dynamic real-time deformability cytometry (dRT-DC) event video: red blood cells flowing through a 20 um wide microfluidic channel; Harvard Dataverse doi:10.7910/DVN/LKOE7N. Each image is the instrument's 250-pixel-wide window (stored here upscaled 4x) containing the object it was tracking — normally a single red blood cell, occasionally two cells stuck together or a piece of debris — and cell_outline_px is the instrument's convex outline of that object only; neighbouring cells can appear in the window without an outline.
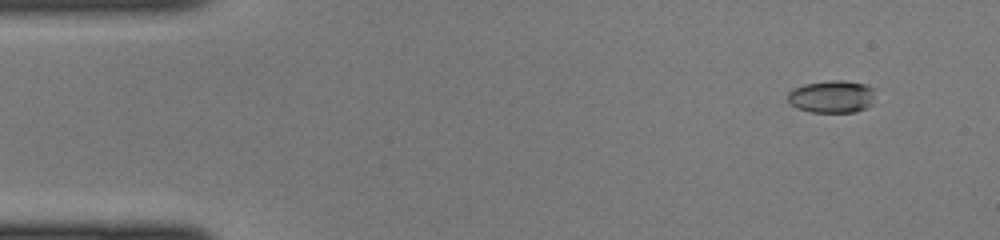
{"species": "common noctule bat (a hibernating species)", "species_latin": "Nyctalus noctula", "temperature_condition": "cold", "stored_images_in_passage": 45, "camera_frame_rate_fps": 3000, "um_per_image_px": 0.085, "animal": {"sex": "female", "body_mass_g": 22.0, "forearm_length_mm": 56.7}, "frame": {"image": 1, "passage_image": 4, "time_ms": 1.0, "image_size_px": [1000, 240], "cell_outline_px": [[876, 88], [872, 104], [868, 108], [856, 112], [812, 112], [796, 108], [788, 100], [788, 92], [792, 88], [804, 84], [828, 80], [844, 80], [868, 84]], "centroid_in_image_um": [70.76, 8.2], "position_along_channel_um": 14.2, "area_um2": 16.99}}
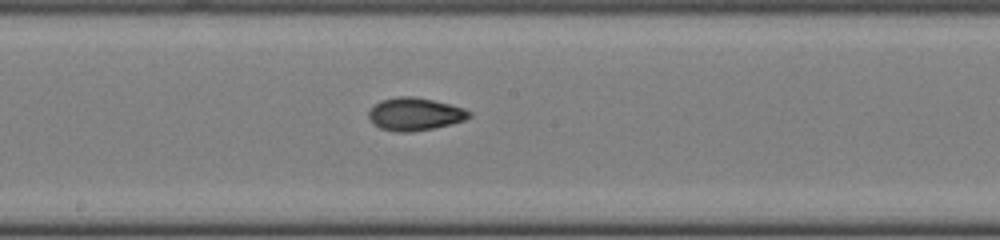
{"frame": {"image": 2, "passage_image": 24, "time_ms": 7.667, "image_size_px": [1000, 240], "cell_outline_px": [[472, 116], [464, 120], [432, 128], [408, 132], [396, 132], [380, 128], [372, 124], [368, 116], [368, 112], [372, 104], [380, 100], [396, 96], [416, 96], [464, 108], [472, 112]], "centroid_in_image_um": [35.2, 9.68], "position_along_channel_um": 213.0, "area_um2": 19.31}}
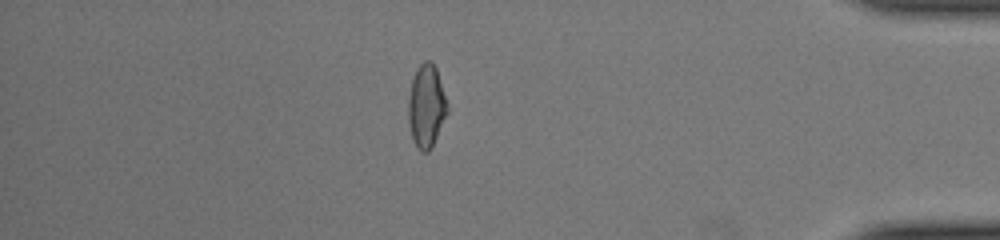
{"frame": {"image": 3, "passage_image": 39, "time_ms": 12.667, "image_size_px": [1000, 240], "cell_outline_px": [[448, 112], [428, 152], [420, 152], [412, 140], [408, 120], [408, 96], [412, 80], [416, 68], [424, 60], [432, 60], [436, 68], [448, 104]], "centroid_in_image_um": [36.22, 8.99], "position_along_channel_um": 399.0, "area_um2": 18.9}}